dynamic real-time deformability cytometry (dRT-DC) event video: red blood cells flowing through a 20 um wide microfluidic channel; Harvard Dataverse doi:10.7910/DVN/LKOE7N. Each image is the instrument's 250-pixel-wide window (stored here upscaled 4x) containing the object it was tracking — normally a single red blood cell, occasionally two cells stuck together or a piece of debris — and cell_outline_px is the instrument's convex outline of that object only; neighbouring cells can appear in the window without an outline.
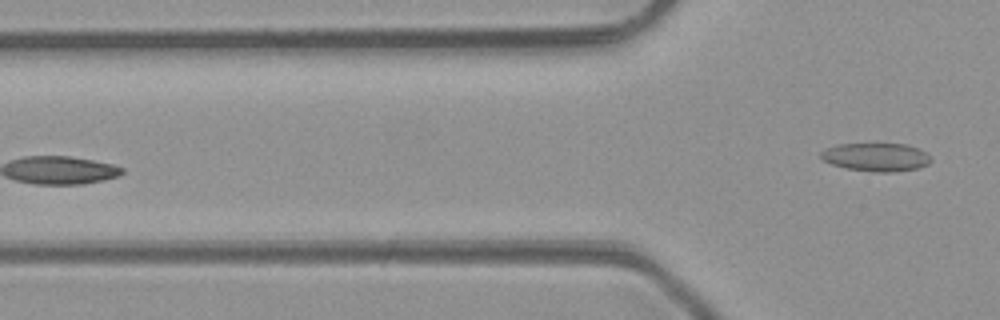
{"species": "common noctule bat (a hibernating species)", "species_latin": "Nyctalus noctula", "temperature_condition": "room temperature", "stored_images_in_passage": 6, "camera_frame_rate_fps": 3000, "um_per_image_px": 0.085, "animal": {"sex": "male", "body_mass_g": 23.1, "forearm_length_mm": 52.7}, "frame": {"image": 1, "passage_image": 6, "time_ms": 5.667, "image_size_px": [1000, 320], "cell_outline_px": [[932, 160], [928, 164], [920, 168], [892, 172], [872, 172], [844, 168], [832, 164], [824, 160], [820, 156], [820, 152], [836, 144], [904, 144], [916, 148], [924, 152]], "centroid_in_image_um": [74.45, 13.37], "position_along_channel_um": 51.3, "area_um2": 18.03}}